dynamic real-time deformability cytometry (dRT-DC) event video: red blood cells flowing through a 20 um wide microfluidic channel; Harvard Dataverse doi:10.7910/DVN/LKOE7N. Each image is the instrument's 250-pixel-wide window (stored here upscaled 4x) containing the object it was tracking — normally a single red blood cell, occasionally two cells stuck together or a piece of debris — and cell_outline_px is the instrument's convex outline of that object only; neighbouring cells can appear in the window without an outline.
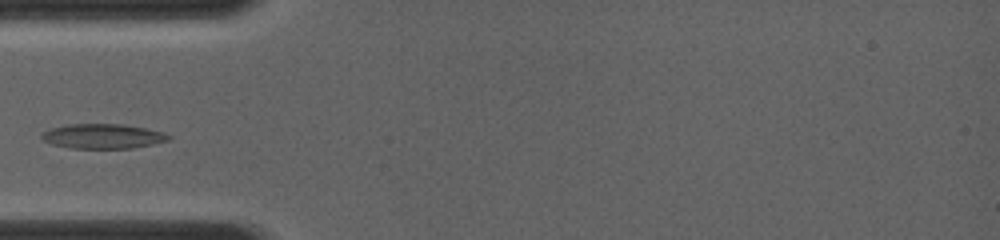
{"species": "common noctule bat (a hibernating species)", "species_latin": "Nyctalus noctula", "temperature_condition": "room temperature", "stored_images_in_passage": 8, "camera_frame_rate_fps": 4000, "um_per_image_px": 0.085, "animal": {"sex": "female", "body_mass_g": 19.0, "forearm_length_mm": 56.7}, "frame": {"image": 1, "passage_image": 7, "time_ms": 2.75, "image_size_px": [1000, 240], "cell_outline_px": [[172, 136], [168, 140], [152, 144], [132, 148], [72, 148], [52, 144], [44, 140], [40, 136], [44, 132], [52, 128], [68, 124], [124, 124], [164, 132]], "centroid_in_image_um": [8.76, 11.57], "position_along_channel_um": 76.2, "area_um2": 18.09}}